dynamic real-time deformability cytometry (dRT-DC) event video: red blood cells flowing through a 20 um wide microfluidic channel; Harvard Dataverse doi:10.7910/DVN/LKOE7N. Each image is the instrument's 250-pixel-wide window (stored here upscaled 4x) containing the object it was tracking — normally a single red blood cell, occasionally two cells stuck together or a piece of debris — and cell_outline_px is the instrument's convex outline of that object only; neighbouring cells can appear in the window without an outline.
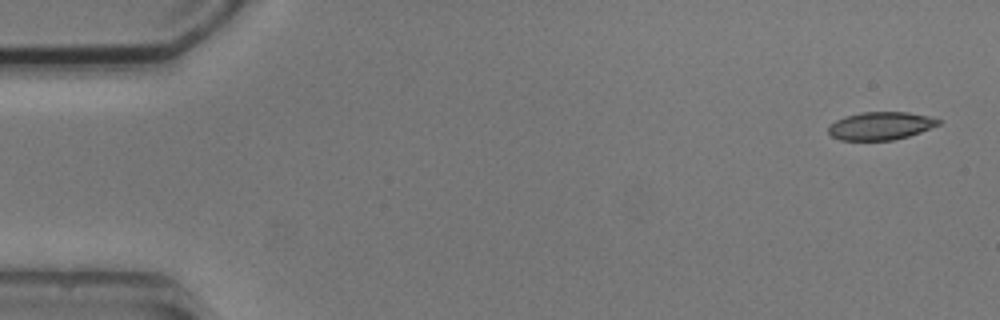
{"species": "common noctule bat (a hibernating species)", "species_latin": "Nyctalus noctula", "temperature_condition": "cold", "stored_images_in_passage": 5, "camera_frame_rate_fps": 3000, "um_per_image_px": 0.085, "animal": {"sex": "male", "body_mass_g": 20.5, "forearm_length_mm": 52.5}, "frame": {"image": 1, "passage_image": 1, "time_ms": 0.0, "image_size_px": [1000, 320], "cell_outline_px": [[940, 124], [920, 132], [908, 136], [892, 140], [840, 140], [832, 136], [828, 132], [828, 124], [844, 116], [860, 112], [908, 112], [928, 116], [940, 120]], "centroid_in_image_um": [74.81, 10.69], "position_along_channel_um": 10.2, "area_um2": 17.92}}